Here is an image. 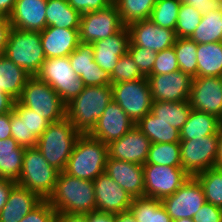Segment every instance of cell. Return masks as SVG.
Listing matches in <instances>:
<instances>
[{"label": "cell", "instance_id": "59", "mask_svg": "<svg viewBox=\"0 0 222 222\" xmlns=\"http://www.w3.org/2000/svg\"><path fill=\"white\" fill-rule=\"evenodd\" d=\"M219 142H218V159L216 162V167L217 168H222V124L220 126L219 132Z\"/></svg>", "mask_w": 222, "mask_h": 222}, {"label": "cell", "instance_id": "42", "mask_svg": "<svg viewBox=\"0 0 222 222\" xmlns=\"http://www.w3.org/2000/svg\"><path fill=\"white\" fill-rule=\"evenodd\" d=\"M69 61L78 77L85 74L92 65H97L93 57V45L80 42L78 47L69 55Z\"/></svg>", "mask_w": 222, "mask_h": 222}, {"label": "cell", "instance_id": "23", "mask_svg": "<svg viewBox=\"0 0 222 222\" xmlns=\"http://www.w3.org/2000/svg\"><path fill=\"white\" fill-rule=\"evenodd\" d=\"M40 39L46 59L66 57L69 56L80 43L79 29L48 26L40 31Z\"/></svg>", "mask_w": 222, "mask_h": 222}, {"label": "cell", "instance_id": "41", "mask_svg": "<svg viewBox=\"0 0 222 222\" xmlns=\"http://www.w3.org/2000/svg\"><path fill=\"white\" fill-rule=\"evenodd\" d=\"M140 78L146 77L141 73L131 55L126 52L117 61V64L111 73L112 84L134 81Z\"/></svg>", "mask_w": 222, "mask_h": 222}, {"label": "cell", "instance_id": "21", "mask_svg": "<svg viewBox=\"0 0 222 222\" xmlns=\"http://www.w3.org/2000/svg\"><path fill=\"white\" fill-rule=\"evenodd\" d=\"M129 43L130 34L127 26L110 37L92 43L95 62L111 74L120 57L128 52Z\"/></svg>", "mask_w": 222, "mask_h": 222}, {"label": "cell", "instance_id": "26", "mask_svg": "<svg viewBox=\"0 0 222 222\" xmlns=\"http://www.w3.org/2000/svg\"><path fill=\"white\" fill-rule=\"evenodd\" d=\"M30 77L31 75L22 67L16 65L4 54L0 55V88L3 92L18 100Z\"/></svg>", "mask_w": 222, "mask_h": 222}, {"label": "cell", "instance_id": "36", "mask_svg": "<svg viewBox=\"0 0 222 222\" xmlns=\"http://www.w3.org/2000/svg\"><path fill=\"white\" fill-rule=\"evenodd\" d=\"M145 164L182 167L180 143H151Z\"/></svg>", "mask_w": 222, "mask_h": 222}, {"label": "cell", "instance_id": "45", "mask_svg": "<svg viewBox=\"0 0 222 222\" xmlns=\"http://www.w3.org/2000/svg\"><path fill=\"white\" fill-rule=\"evenodd\" d=\"M20 222H57V212L48 200H42Z\"/></svg>", "mask_w": 222, "mask_h": 222}, {"label": "cell", "instance_id": "48", "mask_svg": "<svg viewBox=\"0 0 222 222\" xmlns=\"http://www.w3.org/2000/svg\"><path fill=\"white\" fill-rule=\"evenodd\" d=\"M68 4L81 15L104 9L113 3V0H67Z\"/></svg>", "mask_w": 222, "mask_h": 222}, {"label": "cell", "instance_id": "53", "mask_svg": "<svg viewBox=\"0 0 222 222\" xmlns=\"http://www.w3.org/2000/svg\"><path fill=\"white\" fill-rule=\"evenodd\" d=\"M11 138V112L0 114V140Z\"/></svg>", "mask_w": 222, "mask_h": 222}, {"label": "cell", "instance_id": "28", "mask_svg": "<svg viewBox=\"0 0 222 222\" xmlns=\"http://www.w3.org/2000/svg\"><path fill=\"white\" fill-rule=\"evenodd\" d=\"M136 126L151 143H179L180 131L164 120H159L152 112L146 114Z\"/></svg>", "mask_w": 222, "mask_h": 222}, {"label": "cell", "instance_id": "6", "mask_svg": "<svg viewBox=\"0 0 222 222\" xmlns=\"http://www.w3.org/2000/svg\"><path fill=\"white\" fill-rule=\"evenodd\" d=\"M4 55L29 75L35 76L46 60L40 31L19 30L11 27Z\"/></svg>", "mask_w": 222, "mask_h": 222}, {"label": "cell", "instance_id": "7", "mask_svg": "<svg viewBox=\"0 0 222 222\" xmlns=\"http://www.w3.org/2000/svg\"><path fill=\"white\" fill-rule=\"evenodd\" d=\"M18 101L25 107L35 111L50 123L66 117V104L58 93L48 84L31 76L25 84Z\"/></svg>", "mask_w": 222, "mask_h": 222}, {"label": "cell", "instance_id": "16", "mask_svg": "<svg viewBox=\"0 0 222 222\" xmlns=\"http://www.w3.org/2000/svg\"><path fill=\"white\" fill-rule=\"evenodd\" d=\"M96 211L117 214L127 211L133 198L105 172L94 181Z\"/></svg>", "mask_w": 222, "mask_h": 222}, {"label": "cell", "instance_id": "11", "mask_svg": "<svg viewBox=\"0 0 222 222\" xmlns=\"http://www.w3.org/2000/svg\"><path fill=\"white\" fill-rule=\"evenodd\" d=\"M144 196L162 200L174 194L190 175L182 167L144 164Z\"/></svg>", "mask_w": 222, "mask_h": 222}, {"label": "cell", "instance_id": "9", "mask_svg": "<svg viewBox=\"0 0 222 222\" xmlns=\"http://www.w3.org/2000/svg\"><path fill=\"white\" fill-rule=\"evenodd\" d=\"M112 98L136 125L151 112L152 96L147 78L112 84Z\"/></svg>", "mask_w": 222, "mask_h": 222}, {"label": "cell", "instance_id": "30", "mask_svg": "<svg viewBox=\"0 0 222 222\" xmlns=\"http://www.w3.org/2000/svg\"><path fill=\"white\" fill-rule=\"evenodd\" d=\"M197 76H222V42L198 44Z\"/></svg>", "mask_w": 222, "mask_h": 222}, {"label": "cell", "instance_id": "47", "mask_svg": "<svg viewBox=\"0 0 222 222\" xmlns=\"http://www.w3.org/2000/svg\"><path fill=\"white\" fill-rule=\"evenodd\" d=\"M194 222H222V208L205 202L194 214Z\"/></svg>", "mask_w": 222, "mask_h": 222}, {"label": "cell", "instance_id": "31", "mask_svg": "<svg viewBox=\"0 0 222 222\" xmlns=\"http://www.w3.org/2000/svg\"><path fill=\"white\" fill-rule=\"evenodd\" d=\"M129 210L137 222H172L161 200L138 197L133 198Z\"/></svg>", "mask_w": 222, "mask_h": 222}, {"label": "cell", "instance_id": "33", "mask_svg": "<svg viewBox=\"0 0 222 222\" xmlns=\"http://www.w3.org/2000/svg\"><path fill=\"white\" fill-rule=\"evenodd\" d=\"M189 38L197 44L222 42V7L202 15L201 22Z\"/></svg>", "mask_w": 222, "mask_h": 222}, {"label": "cell", "instance_id": "50", "mask_svg": "<svg viewBox=\"0 0 222 222\" xmlns=\"http://www.w3.org/2000/svg\"><path fill=\"white\" fill-rule=\"evenodd\" d=\"M181 3L194 7L201 15L222 7L221 0H181Z\"/></svg>", "mask_w": 222, "mask_h": 222}, {"label": "cell", "instance_id": "40", "mask_svg": "<svg viewBox=\"0 0 222 222\" xmlns=\"http://www.w3.org/2000/svg\"><path fill=\"white\" fill-rule=\"evenodd\" d=\"M202 15L192 6L181 3L175 34L177 38H189L201 22Z\"/></svg>", "mask_w": 222, "mask_h": 222}, {"label": "cell", "instance_id": "43", "mask_svg": "<svg viewBox=\"0 0 222 222\" xmlns=\"http://www.w3.org/2000/svg\"><path fill=\"white\" fill-rule=\"evenodd\" d=\"M128 53L131 55L141 73L147 77L152 73L157 52L129 43Z\"/></svg>", "mask_w": 222, "mask_h": 222}, {"label": "cell", "instance_id": "55", "mask_svg": "<svg viewBox=\"0 0 222 222\" xmlns=\"http://www.w3.org/2000/svg\"><path fill=\"white\" fill-rule=\"evenodd\" d=\"M15 99L0 88V114L13 111Z\"/></svg>", "mask_w": 222, "mask_h": 222}, {"label": "cell", "instance_id": "57", "mask_svg": "<svg viewBox=\"0 0 222 222\" xmlns=\"http://www.w3.org/2000/svg\"><path fill=\"white\" fill-rule=\"evenodd\" d=\"M16 0H0V15L9 17L14 5H15Z\"/></svg>", "mask_w": 222, "mask_h": 222}, {"label": "cell", "instance_id": "20", "mask_svg": "<svg viewBox=\"0 0 222 222\" xmlns=\"http://www.w3.org/2000/svg\"><path fill=\"white\" fill-rule=\"evenodd\" d=\"M105 173L132 198L144 197L143 165L108 157Z\"/></svg>", "mask_w": 222, "mask_h": 222}, {"label": "cell", "instance_id": "14", "mask_svg": "<svg viewBox=\"0 0 222 222\" xmlns=\"http://www.w3.org/2000/svg\"><path fill=\"white\" fill-rule=\"evenodd\" d=\"M153 102L189 101L192 77L181 70L146 77Z\"/></svg>", "mask_w": 222, "mask_h": 222}, {"label": "cell", "instance_id": "29", "mask_svg": "<svg viewBox=\"0 0 222 222\" xmlns=\"http://www.w3.org/2000/svg\"><path fill=\"white\" fill-rule=\"evenodd\" d=\"M81 14L67 0H47L46 27L79 29Z\"/></svg>", "mask_w": 222, "mask_h": 222}, {"label": "cell", "instance_id": "5", "mask_svg": "<svg viewBox=\"0 0 222 222\" xmlns=\"http://www.w3.org/2000/svg\"><path fill=\"white\" fill-rule=\"evenodd\" d=\"M59 171L51 166L36 147L25 148L17 184L47 200L53 193Z\"/></svg>", "mask_w": 222, "mask_h": 222}, {"label": "cell", "instance_id": "3", "mask_svg": "<svg viewBox=\"0 0 222 222\" xmlns=\"http://www.w3.org/2000/svg\"><path fill=\"white\" fill-rule=\"evenodd\" d=\"M107 158V144L90 134H81L64 172L72 177L94 181L105 172Z\"/></svg>", "mask_w": 222, "mask_h": 222}, {"label": "cell", "instance_id": "34", "mask_svg": "<svg viewBox=\"0 0 222 222\" xmlns=\"http://www.w3.org/2000/svg\"><path fill=\"white\" fill-rule=\"evenodd\" d=\"M13 111L25 122L26 148L36 147L37 139L47 129L50 122L35 111L23 106L18 100H15Z\"/></svg>", "mask_w": 222, "mask_h": 222}, {"label": "cell", "instance_id": "1", "mask_svg": "<svg viewBox=\"0 0 222 222\" xmlns=\"http://www.w3.org/2000/svg\"><path fill=\"white\" fill-rule=\"evenodd\" d=\"M57 213L91 214L96 211L92 180L59 172L52 195L47 199Z\"/></svg>", "mask_w": 222, "mask_h": 222}, {"label": "cell", "instance_id": "56", "mask_svg": "<svg viewBox=\"0 0 222 222\" xmlns=\"http://www.w3.org/2000/svg\"><path fill=\"white\" fill-rule=\"evenodd\" d=\"M89 222H114V214L95 211L89 214Z\"/></svg>", "mask_w": 222, "mask_h": 222}, {"label": "cell", "instance_id": "32", "mask_svg": "<svg viewBox=\"0 0 222 222\" xmlns=\"http://www.w3.org/2000/svg\"><path fill=\"white\" fill-rule=\"evenodd\" d=\"M192 108L189 101L152 103L151 112L159 119L164 120L179 131L186 123Z\"/></svg>", "mask_w": 222, "mask_h": 222}, {"label": "cell", "instance_id": "19", "mask_svg": "<svg viewBox=\"0 0 222 222\" xmlns=\"http://www.w3.org/2000/svg\"><path fill=\"white\" fill-rule=\"evenodd\" d=\"M135 126L125 111L112 100L89 133L105 144L120 139Z\"/></svg>", "mask_w": 222, "mask_h": 222}, {"label": "cell", "instance_id": "2", "mask_svg": "<svg viewBox=\"0 0 222 222\" xmlns=\"http://www.w3.org/2000/svg\"><path fill=\"white\" fill-rule=\"evenodd\" d=\"M112 97L111 85L84 86L83 91L66 104V118L78 132L89 134Z\"/></svg>", "mask_w": 222, "mask_h": 222}, {"label": "cell", "instance_id": "4", "mask_svg": "<svg viewBox=\"0 0 222 222\" xmlns=\"http://www.w3.org/2000/svg\"><path fill=\"white\" fill-rule=\"evenodd\" d=\"M80 135L81 133L65 117L49 124L37 139L36 148L51 166L63 172Z\"/></svg>", "mask_w": 222, "mask_h": 222}, {"label": "cell", "instance_id": "37", "mask_svg": "<svg viewBox=\"0 0 222 222\" xmlns=\"http://www.w3.org/2000/svg\"><path fill=\"white\" fill-rule=\"evenodd\" d=\"M201 184L206 202L222 208V168H211L195 176Z\"/></svg>", "mask_w": 222, "mask_h": 222}, {"label": "cell", "instance_id": "49", "mask_svg": "<svg viewBox=\"0 0 222 222\" xmlns=\"http://www.w3.org/2000/svg\"><path fill=\"white\" fill-rule=\"evenodd\" d=\"M11 137L20 145L26 148V127L25 122L11 111Z\"/></svg>", "mask_w": 222, "mask_h": 222}, {"label": "cell", "instance_id": "60", "mask_svg": "<svg viewBox=\"0 0 222 222\" xmlns=\"http://www.w3.org/2000/svg\"><path fill=\"white\" fill-rule=\"evenodd\" d=\"M172 222H194V221L193 219L185 218V219L173 220Z\"/></svg>", "mask_w": 222, "mask_h": 222}, {"label": "cell", "instance_id": "24", "mask_svg": "<svg viewBox=\"0 0 222 222\" xmlns=\"http://www.w3.org/2000/svg\"><path fill=\"white\" fill-rule=\"evenodd\" d=\"M41 201L36 193L16 184L0 212V222H20Z\"/></svg>", "mask_w": 222, "mask_h": 222}, {"label": "cell", "instance_id": "18", "mask_svg": "<svg viewBox=\"0 0 222 222\" xmlns=\"http://www.w3.org/2000/svg\"><path fill=\"white\" fill-rule=\"evenodd\" d=\"M150 145V140L135 125L120 139L114 140L107 145L108 157L144 165Z\"/></svg>", "mask_w": 222, "mask_h": 222}, {"label": "cell", "instance_id": "51", "mask_svg": "<svg viewBox=\"0 0 222 222\" xmlns=\"http://www.w3.org/2000/svg\"><path fill=\"white\" fill-rule=\"evenodd\" d=\"M11 29L9 19L0 15V55L4 54L8 40V34Z\"/></svg>", "mask_w": 222, "mask_h": 222}, {"label": "cell", "instance_id": "12", "mask_svg": "<svg viewBox=\"0 0 222 222\" xmlns=\"http://www.w3.org/2000/svg\"><path fill=\"white\" fill-rule=\"evenodd\" d=\"M124 27L117 6L113 2L108 7L81 15L79 40L92 44L119 32Z\"/></svg>", "mask_w": 222, "mask_h": 222}, {"label": "cell", "instance_id": "25", "mask_svg": "<svg viewBox=\"0 0 222 222\" xmlns=\"http://www.w3.org/2000/svg\"><path fill=\"white\" fill-rule=\"evenodd\" d=\"M221 124L222 120L217 116L192 109L186 123L180 130V140L218 135Z\"/></svg>", "mask_w": 222, "mask_h": 222}, {"label": "cell", "instance_id": "54", "mask_svg": "<svg viewBox=\"0 0 222 222\" xmlns=\"http://www.w3.org/2000/svg\"><path fill=\"white\" fill-rule=\"evenodd\" d=\"M57 222H89V214L57 213Z\"/></svg>", "mask_w": 222, "mask_h": 222}, {"label": "cell", "instance_id": "39", "mask_svg": "<svg viewBox=\"0 0 222 222\" xmlns=\"http://www.w3.org/2000/svg\"><path fill=\"white\" fill-rule=\"evenodd\" d=\"M181 0H157L150 20L163 28L175 30Z\"/></svg>", "mask_w": 222, "mask_h": 222}, {"label": "cell", "instance_id": "13", "mask_svg": "<svg viewBox=\"0 0 222 222\" xmlns=\"http://www.w3.org/2000/svg\"><path fill=\"white\" fill-rule=\"evenodd\" d=\"M171 220L193 219L194 214L206 202L201 184L190 177L174 194L161 200Z\"/></svg>", "mask_w": 222, "mask_h": 222}, {"label": "cell", "instance_id": "44", "mask_svg": "<svg viewBox=\"0 0 222 222\" xmlns=\"http://www.w3.org/2000/svg\"><path fill=\"white\" fill-rule=\"evenodd\" d=\"M180 70L174 47L157 52L151 74H167Z\"/></svg>", "mask_w": 222, "mask_h": 222}, {"label": "cell", "instance_id": "17", "mask_svg": "<svg viewBox=\"0 0 222 222\" xmlns=\"http://www.w3.org/2000/svg\"><path fill=\"white\" fill-rule=\"evenodd\" d=\"M127 28L132 44L156 52L173 47L177 38L175 30L160 27L150 19L131 23Z\"/></svg>", "mask_w": 222, "mask_h": 222}, {"label": "cell", "instance_id": "10", "mask_svg": "<svg viewBox=\"0 0 222 222\" xmlns=\"http://www.w3.org/2000/svg\"><path fill=\"white\" fill-rule=\"evenodd\" d=\"M218 135H207L191 140H181L182 168L191 176L215 168L218 159Z\"/></svg>", "mask_w": 222, "mask_h": 222}, {"label": "cell", "instance_id": "22", "mask_svg": "<svg viewBox=\"0 0 222 222\" xmlns=\"http://www.w3.org/2000/svg\"><path fill=\"white\" fill-rule=\"evenodd\" d=\"M47 0H16L8 17L11 27L19 30L42 31L46 28Z\"/></svg>", "mask_w": 222, "mask_h": 222}, {"label": "cell", "instance_id": "58", "mask_svg": "<svg viewBox=\"0 0 222 222\" xmlns=\"http://www.w3.org/2000/svg\"><path fill=\"white\" fill-rule=\"evenodd\" d=\"M114 222H137L130 210L114 214Z\"/></svg>", "mask_w": 222, "mask_h": 222}, {"label": "cell", "instance_id": "52", "mask_svg": "<svg viewBox=\"0 0 222 222\" xmlns=\"http://www.w3.org/2000/svg\"><path fill=\"white\" fill-rule=\"evenodd\" d=\"M16 184L13 180L0 178V212L8 201L10 191Z\"/></svg>", "mask_w": 222, "mask_h": 222}, {"label": "cell", "instance_id": "27", "mask_svg": "<svg viewBox=\"0 0 222 222\" xmlns=\"http://www.w3.org/2000/svg\"><path fill=\"white\" fill-rule=\"evenodd\" d=\"M25 147L12 137L0 140V178L17 182L23 163Z\"/></svg>", "mask_w": 222, "mask_h": 222}, {"label": "cell", "instance_id": "38", "mask_svg": "<svg viewBox=\"0 0 222 222\" xmlns=\"http://www.w3.org/2000/svg\"><path fill=\"white\" fill-rule=\"evenodd\" d=\"M173 47L180 70L192 78L197 77L198 44L190 38H176Z\"/></svg>", "mask_w": 222, "mask_h": 222}, {"label": "cell", "instance_id": "46", "mask_svg": "<svg viewBox=\"0 0 222 222\" xmlns=\"http://www.w3.org/2000/svg\"><path fill=\"white\" fill-rule=\"evenodd\" d=\"M80 78L84 86L112 85L111 74L98 65H92Z\"/></svg>", "mask_w": 222, "mask_h": 222}, {"label": "cell", "instance_id": "35", "mask_svg": "<svg viewBox=\"0 0 222 222\" xmlns=\"http://www.w3.org/2000/svg\"><path fill=\"white\" fill-rule=\"evenodd\" d=\"M157 0H113L120 13L124 26L150 19L152 9Z\"/></svg>", "mask_w": 222, "mask_h": 222}, {"label": "cell", "instance_id": "8", "mask_svg": "<svg viewBox=\"0 0 222 222\" xmlns=\"http://www.w3.org/2000/svg\"><path fill=\"white\" fill-rule=\"evenodd\" d=\"M35 76L48 83L65 104L78 96L84 89L82 79L75 74L71 67L69 56L47 58Z\"/></svg>", "mask_w": 222, "mask_h": 222}, {"label": "cell", "instance_id": "15", "mask_svg": "<svg viewBox=\"0 0 222 222\" xmlns=\"http://www.w3.org/2000/svg\"><path fill=\"white\" fill-rule=\"evenodd\" d=\"M189 103L193 110L215 115L222 120V77H193Z\"/></svg>", "mask_w": 222, "mask_h": 222}]
</instances>
